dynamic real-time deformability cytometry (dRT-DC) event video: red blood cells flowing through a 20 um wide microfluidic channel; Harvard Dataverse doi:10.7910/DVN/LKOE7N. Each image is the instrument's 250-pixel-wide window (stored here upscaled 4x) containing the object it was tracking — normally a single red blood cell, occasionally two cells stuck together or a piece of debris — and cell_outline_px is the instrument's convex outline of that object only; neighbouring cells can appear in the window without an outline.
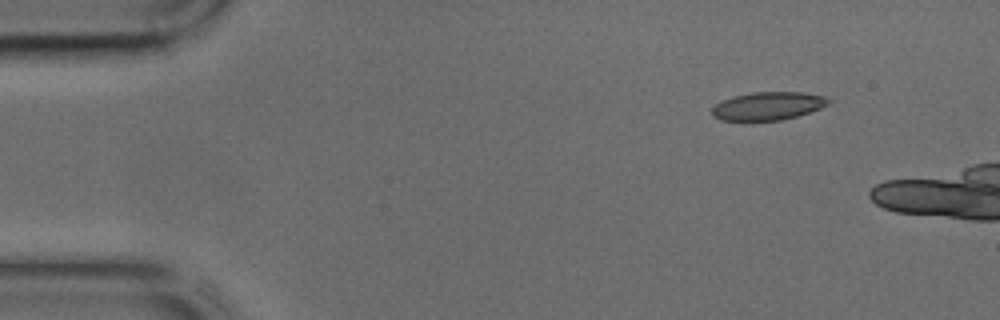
{"species": "common noctule bat (a hibernating species)", "species_latin": "Nyctalus noctula", "temperature_condition": "cold", "stored_images_in_passage": 4, "camera_frame_rate_fps": 3000, "um_per_image_px": 0.085, "animal": {"sex": "male", "body_mass_g": 17.9, "forearm_length_mm": 54.2}, "frame": {"image": 1, "passage_image": 1, "time_ms": 0.0, "image_size_px": [1000, 320], "cell_outline_px": [[832, 100], [828, 104], [820, 108], [796, 116], [780, 120], [720, 120], [712, 116], [712, 108], [716, 104], [724, 100], [736, 96], [752, 92], [800, 92], [824, 96]], "centroid_in_image_um": [65.28, 9.0], "position_along_channel_um": 19.7, "area_um2": 18.79}}